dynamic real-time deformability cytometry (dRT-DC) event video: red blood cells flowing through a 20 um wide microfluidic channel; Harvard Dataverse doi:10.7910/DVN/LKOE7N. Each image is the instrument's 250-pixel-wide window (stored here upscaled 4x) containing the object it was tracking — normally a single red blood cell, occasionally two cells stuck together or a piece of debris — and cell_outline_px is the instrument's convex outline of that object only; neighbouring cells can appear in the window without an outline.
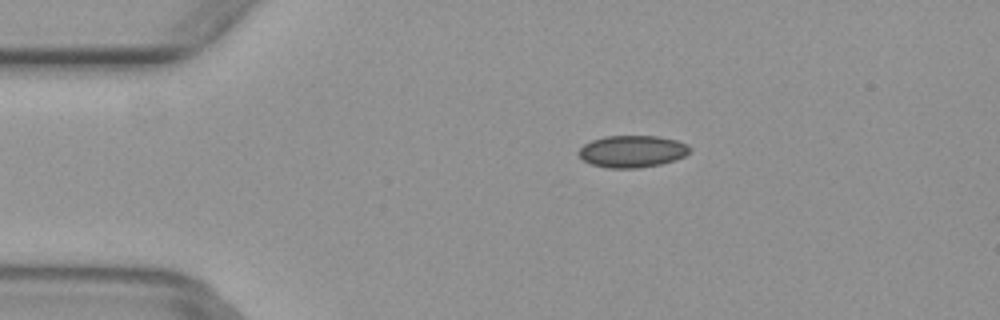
{"species": "common noctule bat (a hibernating species)", "species_latin": "Nyctalus noctula", "temperature_condition": "warm", "stored_images_in_passage": 5, "camera_frame_rate_fps": 3000, "um_per_image_px": 0.085, "animal": {"sex": "female", "body_mass_g": 29.2, "forearm_length_mm": 56.3}, "frame": {"image": 1, "passage_image": 3, "time_ms": 0.667, "image_size_px": [1000, 320], "cell_outline_px": [[692, 148], [684, 156], [660, 164], [636, 168], [608, 168], [592, 164], [584, 160], [576, 152], [584, 144], [592, 140], [604, 136], [660, 136], [676, 140], [688, 144]], "centroid_in_image_um": [53.73, 12.85], "position_along_channel_um": 31.3, "area_um2": 20.63}}